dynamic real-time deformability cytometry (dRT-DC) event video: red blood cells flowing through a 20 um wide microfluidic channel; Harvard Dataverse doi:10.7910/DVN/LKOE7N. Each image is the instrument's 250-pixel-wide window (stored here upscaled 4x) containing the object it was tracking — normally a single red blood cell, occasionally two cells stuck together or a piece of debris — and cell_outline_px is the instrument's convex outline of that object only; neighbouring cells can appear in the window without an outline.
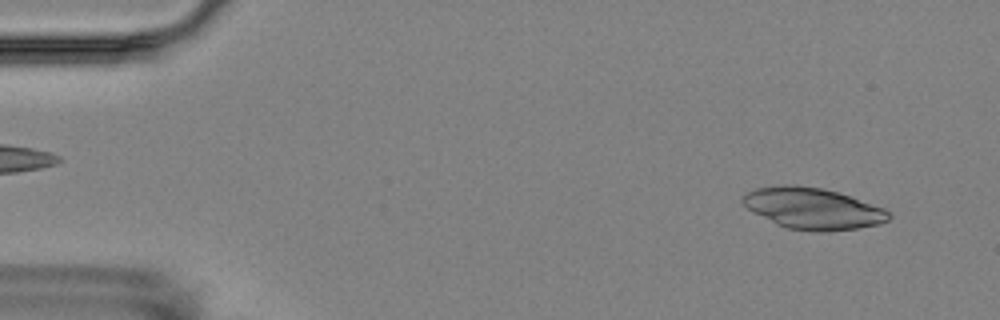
{"species": "Egyptian fruit bat (a non-hibernating species)", "species_latin": "Rousettus aegyptiacus", "temperature_condition": "room temperature", "stored_images_in_passage": 3, "camera_frame_rate_fps": 3000, "um_per_image_px": 0.085, "animal": {"sex": "female"}, "frame": {"image": 1, "passage_image": 1, "time_ms": 0.0, "image_size_px": [1000, 320], "cell_outline_px": [[892, 216], [888, 220], [880, 224], [856, 228], [824, 232], [812, 232], [788, 228], [776, 224], [752, 212], [740, 200], [748, 192], [756, 188], [784, 184], [796, 184], [824, 188], [852, 196], [884, 208]], "centroid_in_image_um": [69.09, 17.71], "position_along_channel_um": 15.9, "area_um2": 35.43}}